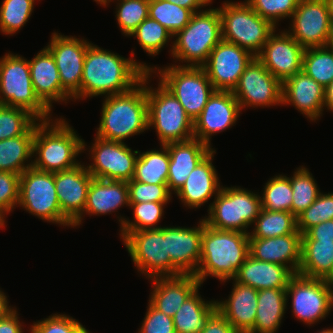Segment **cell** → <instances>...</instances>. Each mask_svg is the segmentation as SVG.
Instances as JSON below:
<instances>
[{
    "instance_id": "cell-1",
    "label": "cell",
    "mask_w": 333,
    "mask_h": 333,
    "mask_svg": "<svg viewBox=\"0 0 333 333\" xmlns=\"http://www.w3.org/2000/svg\"><path fill=\"white\" fill-rule=\"evenodd\" d=\"M122 57L90 42L81 80L80 99L99 95H115L136 86L152 68L146 63Z\"/></svg>"
},
{
    "instance_id": "cell-2",
    "label": "cell",
    "mask_w": 333,
    "mask_h": 333,
    "mask_svg": "<svg viewBox=\"0 0 333 333\" xmlns=\"http://www.w3.org/2000/svg\"><path fill=\"white\" fill-rule=\"evenodd\" d=\"M146 72L142 80L127 92L104 96L96 135L107 141L122 142L148 130L147 85L152 77Z\"/></svg>"
},
{
    "instance_id": "cell-3",
    "label": "cell",
    "mask_w": 333,
    "mask_h": 333,
    "mask_svg": "<svg viewBox=\"0 0 333 333\" xmlns=\"http://www.w3.org/2000/svg\"><path fill=\"white\" fill-rule=\"evenodd\" d=\"M249 256V235L203 226L200 264L194 276L203 284L206 277L226 282L234 279Z\"/></svg>"
},
{
    "instance_id": "cell-4",
    "label": "cell",
    "mask_w": 333,
    "mask_h": 333,
    "mask_svg": "<svg viewBox=\"0 0 333 333\" xmlns=\"http://www.w3.org/2000/svg\"><path fill=\"white\" fill-rule=\"evenodd\" d=\"M85 146V141L62 117L38 120L35 123L32 153L37 157L32 160V167L53 173L71 169L81 163L76 158L85 151Z\"/></svg>"
},
{
    "instance_id": "cell-5",
    "label": "cell",
    "mask_w": 333,
    "mask_h": 333,
    "mask_svg": "<svg viewBox=\"0 0 333 333\" xmlns=\"http://www.w3.org/2000/svg\"><path fill=\"white\" fill-rule=\"evenodd\" d=\"M171 55L184 66H202L222 40L218 8L193 13L189 23L175 35Z\"/></svg>"
},
{
    "instance_id": "cell-6",
    "label": "cell",
    "mask_w": 333,
    "mask_h": 333,
    "mask_svg": "<svg viewBox=\"0 0 333 333\" xmlns=\"http://www.w3.org/2000/svg\"><path fill=\"white\" fill-rule=\"evenodd\" d=\"M222 40L238 45L257 56L276 27L258 15L246 2L225 1L218 8Z\"/></svg>"
},
{
    "instance_id": "cell-7",
    "label": "cell",
    "mask_w": 333,
    "mask_h": 333,
    "mask_svg": "<svg viewBox=\"0 0 333 333\" xmlns=\"http://www.w3.org/2000/svg\"><path fill=\"white\" fill-rule=\"evenodd\" d=\"M206 225L218 230L244 232L258 217L262 206L260 195L240 187H221L208 206Z\"/></svg>"
},
{
    "instance_id": "cell-8",
    "label": "cell",
    "mask_w": 333,
    "mask_h": 333,
    "mask_svg": "<svg viewBox=\"0 0 333 333\" xmlns=\"http://www.w3.org/2000/svg\"><path fill=\"white\" fill-rule=\"evenodd\" d=\"M0 105L25 109L39 121L52 118L34 92L28 60L18 54L0 58Z\"/></svg>"
},
{
    "instance_id": "cell-9",
    "label": "cell",
    "mask_w": 333,
    "mask_h": 333,
    "mask_svg": "<svg viewBox=\"0 0 333 333\" xmlns=\"http://www.w3.org/2000/svg\"><path fill=\"white\" fill-rule=\"evenodd\" d=\"M147 116L148 129L154 127L161 145L194 137L193 120L160 81L157 89L147 86Z\"/></svg>"
},
{
    "instance_id": "cell-10",
    "label": "cell",
    "mask_w": 333,
    "mask_h": 333,
    "mask_svg": "<svg viewBox=\"0 0 333 333\" xmlns=\"http://www.w3.org/2000/svg\"><path fill=\"white\" fill-rule=\"evenodd\" d=\"M163 68L152 67L151 73L156 72L160 75V82L172 92L185 109L186 114L194 121L215 91L205 70L202 66L181 64Z\"/></svg>"
},
{
    "instance_id": "cell-11",
    "label": "cell",
    "mask_w": 333,
    "mask_h": 333,
    "mask_svg": "<svg viewBox=\"0 0 333 333\" xmlns=\"http://www.w3.org/2000/svg\"><path fill=\"white\" fill-rule=\"evenodd\" d=\"M18 205L42 220L72 227L61 212L53 172L26 169L20 175Z\"/></svg>"
},
{
    "instance_id": "cell-12",
    "label": "cell",
    "mask_w": 333,
    "mask_h": 333,
    "mask_svg": "<svg viewBox=\"0 0 333 333\" xmlns=\"http://www.w3.org/2000/svg\"><path fill=\"white\" fill-rule=\"evenodd\" d=\"M120 236L138 272L149 279L171 276L166 226L159 229L121 232Z\"/></svg>"
},
{
    "instance_id": "cell-13",
    "label": "cell",
    "mask_w": 333,
    "mask_h": 333,
    "mask_svg": "<svg viewBox=\"0 0 333 333\" xmlns=\"http://www.w3.org/2000/svg\"><path fill=\"white\" fill-rule=\"evenodd\" d=\"M286 296L292 298V313L304 324H315L331 312L333 294L325 279L307 278L295 274L286 287Z\"/></svg>"
},
{
    "instance_id": "cell-14",
    "label": "cell",
    "mask_w": 333,
    "mask_h": 333,
    "mask_svg": "<svg viewBox=\"0 0 333 333\" xmlns=\"http://www.w3.org/2000/svg\"><path fill=\"white\" fill-rule=\"evenodd\" d=\"M94 141L89 148L93 163L86 166L92 177L127 182L132 180L139 151H132L124 142L107 141L97 136Z\"/></svg>"
},
{
    "instance_id": "cell-15",
    "label": "cell",
    "mask_w": 333,
    "mask_h": 333,
    "mask_svg": "<svg viewBox=\"0 0 333 333\" xmlns=\"http://www.w3.org/2000/svg\"><path fill=\"white\" fill-rule=\"evenodd\" d=\"M282 82L254 57L232 91L241 110L246 107H270L282 104Z\"/></svg>"
},
{
    "instance_id": "cell-16",
    "label": "cell",
    "mask_w": 333,
    "mask_h": 333,
    "mask_svg": "<svg viewBox=\"0 0 333 333\" xmlns=\"http://www.w3.org/2000/svg\"><path fill=\"white\" fill-rule=\"evenodd\" d=\"M46 48L51 52L59 71L62 89L75 101L80 100L84 58L89 46L86 39L52 33Z\"/></svg>"
},
{
    "instance_id": "cell-17",
    "label": "cell",
    "mask_w": 333,
    "mask_h": 333,
    "mask_svg": "<svg viewBox=\"0 0 333 333\" xmlns=\"http://www.w3.org/2000/svg\"><path fill=\"white\" fill-rule=\"evenodd\" d=\"M291 20L287 32L304 49L327 46L332 20L326 0L299 1Z\"/></svg>"
},
{
    "instance_id": "cell-18",
    "label": "cell",
    "mask_w": 333,
    "mask_h": 333,
    "mask_svg": "<svg viewBox=\"0 0 333 333\" xmlns=\"http://www.w3.org/2000/svg\"><path fill=\"white\" fill-rule=\"evenodd\" d=\"M254 57L238 45L221 40L202 67L215 90L233 91Z\"/></svg>"
},
{
    "instance_id": "cell-19",
    "label": "cell",
    "mask_w": 333,
    "mask_h": 333,
    "mask_svg": "<svg viewBox=\"0 0 333 333\" xmlns=\"http://www.w3.org/2000/svg\"><path fill=\"white\" fill-rule=\"evenodd\" d=\"M240 112V105L232 91L215 90L200 115L193 121L194 138L211 146V136L231 128Z\"/></svg>"
},
{
    "instance_id": "cell-20",
    "label": "cell",
    "mask_w": 333,
    "mask_h": 333,
    "mask_svg": "<svg viewBox=\"0 0 333 333\" xmlns=\"http://www.w3.org/2000/svg\"><path fill=\"white\" fill-rule=\"evenodd\" d=\"M304 48L285 30L269 36L256 58L282 83L302 70Z\"/></svg>"
},
{
    "instance_id": "cell-21",
    "label": "cell",
    "mask_w": 333,
    "mask_h": 333,
    "mask_svg": "<svg viewBox=\"0 0 333 333\" xmlns=\"http://www.w3.org/2000/svg\"><path fill=\"white\" fill-rule=\"evenodd\" d=\"M201 219L197 227H166L167 253L171 260V276L194 275L200 264L203 226Z\"/></svg>"
},
{
    "instance_id": "cell-22",
    "label": "cell",
    "mask_w": 333,
    "mask_h": 333,
    "mask_svg": "<svg viewBox=\"0 0 333 333\" xmlns=\"http://www.w3.org/2000/svg\"><path fill=\"white\" fill-rule=\"evenodd\" d=\"M92 175L85 165L54 172V183L62 214L73 224L82 216Z\"/></svg>"
},
{
    "instance_id": "cell-23",
    "label": "cell",
    "mask_w": 333,
    "mask_h": 333,
    "mask_svg": "<svg viewBox=\"0 0 333 333\" xmlns=\"http://www.w3.org/2000/svg\"><path fill=\"white\" fill-rule=\"evenodd\" d=\"M282 104L293 106L316 121L324 111V90L319 83L302 70L282 83Z\"/></svg>"
},
{
    "instance_id": "cell-24",
    "label": "cell",
    "mask_w": 333,
    "mask_h": 333,
    "mask_svg": "<svg viewBox=\"0 0 333 333\" xmlns=\"http://www.w3.org/2000/svg\"><path fill=\"white\" fill-rule=\"evenodd\" d=\"M28 62L34 92L50 111L54 101L67 103L72 99L62 89L56 62L46 47Z\"/></svg>"
},
{
    "instance_id": "cell-25",
    "label": "cell",
    "mask_w": 333,
    "mask_h": 333,
    "mask_svg": "<svg viewBox=\"0 0 333 333\" xmlns=\"http://www.w3.org/2000/svg\"><path fill=\"white\" fill-rule=\"evenodd\" d=\"M301 237L302 234H288L249 238V254L257 260L284 265L297 274L301 263Z\"/></svg>"
},
{
    "instance_id": "cell-26",
    "label": "cell",
    "mask_w": 333,
    "mask_h": 333,
    "mask_svg": "<svg viewBox=\"0 0 333 333\" xmlns=\"http://www.w3.org/2000/svg\"><path fill=\"white\" fill-rule=\"evenodd\" d=\"M170 155L167 185L169 191L177 193L184 185L192 170L212 150V146L197 138L165 144Z\"/></svg>"
},
{
    "instance_id": "cell-27",
    "label": "cell",
    "mask_w": 333,
    "mask_h": 333,
    "mask_svg": "<svg viewBox=\"0 0 333 333\" xmlns=\"http://www.w3.org/2000/svg\"><path fill=\"white\" fill-rule=\"evenodd\" d=\"M149 303L160 312L174 317L185 300L199 287L200 281L191 274L155 277Z\"/></svg>"
},
{
    "instance_id": "cell-28",
    "label": "cell",
    "mask_w": 333,
    "mask_h": 333,
    "mask_svg": "<svg viewBox=\"0 0 333 333\" xmlns=\"http://www.w3.org/2000/svg\"><path fill=\"white\" fill-rule=\"evenodd\" d=\"M216 150H212L187 177L184 185L176 193L185 207L199 208L220 191V180L212 164Z\"/></svg>"
},
{
    "instance_id": "cell-29",
    "label": "cell",
    "mask_w": 333,
    "mask_h": 333,
    "mask_svg": "<svg viewBox=\"0 0 333 333\" xmlns=\"http://www.w3.org/2000/svg\"><path fill=\"white\" fill-rule=\"evenodd\" d=\"M228 299L216 301L217 310L238 333H249L256 319L258 290L241 284L235 279Z\"/></svg>"
},
{
    "instance_id": "cell-30",
    "label": "cell",
    "mask_w": 333,
    "mask_h": 333,
    "mask_svg": "<svg viewBox=\"0 0 333 333\" xmlns=\"http://www.w3.org/2000/svg\"><path fill=\"white\" fill-rule=\"evenodd\" d=\"M124 205H130L127 181L93 178L88 190L84 212L72 224V227L79 226L85 214L105 215L117 211Z\"/></svg>"
},
{
    "instance_id": "cell-31",
    "label": "cell",
    "mask_w": 333,
    "mask_h": 333,
    "mask_svg": "<svg viewBox=\"0 0 333 333\" xmlns=\"http://www.w3.org/2000/svg\"><path fill=\"white\" fill-rule=\"evenodd\" d=\"M294 275L284 265L257 260L249 254L234 279L256 290H262L286 288Z\"/></svg>"
},
{
    "instance_id": "cell-32",
    "label": "cell",
    "mask_w": 333,
    "mask_h": 333,
    "mask_svg": "<svg viewBox=\"0 0 333 333\" xmlns=\"http://www.w3.org/2000/svg\"><path fill=\"white\" fill-rule=\"evenodd\" d=\"M286 288L258 290L256 319L249 333H275L287 308Z\"/></svg>"
},
{
    "instance_id": "cell-33",
    "label": "cell",
    "mask_w": 333,
    "mask_h": 333,
    "mask_svg": "<svg viewBox=\"0 0 333 333\" xmlns=\"http://www.w3.org/2000/svg\"><path fill=\"white\" fill-rule=\"evenodd\" d=\"M333 272V240H301V263L297 274L327 279Z\"/></svg>"
},
{
    "instance_id": "cell-34",
    "label": "cell",
    "mask_w": 333,
    "mask_h": 333,
    "mask_svg": "<svg viewBox=\"0 0 333 333\" xmlns=\"http://www.w3.org/2000/svg\"><path fill=\"white\" fill-rule=\"evenodd\" d=\"M197 288L173 317L175 333H199L217 310L216 300L204 301Z\"/></svg>"
},
{
    "instance_id": "cell-35",
    "label": "cell",
    "mask_w": 333,
    "mask_h": 333,
    "mask_svg": "<svg viewBox=\"0 0 333 333\" xmlns=\"http://www.w3.org/2000/svg\"><path fill=\"white\" fill-rule=\"evenodd\" d=\"M34 135L35 124L23 135L0 141V171L21 175L32 167V161H26L33 157Z\"/></svg>"
},
{
    "instance_id": "cell-36",
    "label": "cell",
    "mask_w": 333,
    "mask_h": 333,
    "mask_svg": "<svg viewBox=\"0 0 333 333\" xmlns=\"http://www.w3.org/2000/svg\"><path fill=\"white\" fill-rule=\"evenodd\" d=\"M161 150H149L138 154L133 180L145 184H167L170 155L166 145Z\"/></svg>"
},
{
    "instance_id": "cell-37",
    "label": "cell",
    "mask_w": 333,
    "mask_h": 333,
    "mask_svg": "<svg viewBox=\"0 0 333 333\" xmlns=\"http://www.w3.org/2000/svg\"><path fill=\"white\" fill-rule=\"evenodd\" d=\"M253 224L255 227L252 232H249V238L301 234L297 229V218L291 212L261 209Z\"/></svg>"
},
{
    "instance_id": "cell-38",
    "label": "cell",
    "mask_w": 333,
    "mask_h": 333,
    "mask_svg": "<svg viewBox=\"0 0 333 333\" xmlns=\"http://www.w3.org/2000/svg\"><path fill=\"white\" fill-rule=\"evenodd\" d=\"M302 71L325 88L333 81V48L304 49Z\"/></svg>"
},
{
    "instance_id": "cell-39",
    "label": "cell",
    "mask_w": 333,
    "mask_h": 333,
    "mask_svg": "<svg viewBox=\"0 0 333 333\" xmlns=\"http://www.w3.org/2000/svg\"><path fill=\"white\" fill-rule=\"evenodd\" d=\"M190 9L165 0H149L148 17L163 25L174 37L190 21Z\"/></svg>"
},
{
    "instance_id": "cell-40",
    "label": "cell",
    "mask_w": 333,
    "mask_h": 333,
    "mask_svg": "<svg viewBox=\"0 0 333 333\" xmlns=\"http://www.w3.org/2000/svg\"><path fill=\"white\" fill-rule=\"evenodd\" d=\"M289 179L293 193L291 213L297 218L317 199L320 190L308 168L303 166L297 168Z\"/></svg>"
},
{
    "instance_id": "cell-41",
    "label": "cell",
    "mask_w": 333,
    "mask_h": 333,
    "mask_svg": "<svg viewBox=\"0 0 333 333\" xmlns=\"http://www.w3.org/2000/svg\"><path fill=\"white\" fill-rule=\"evenodd\" d=\"M166 204L167 203L157 202L130 203L129 208L133 209L134 221H130L120 215V232L161 228V226H157V223L160 222L164 215L163 207H165Z\"/></svg>"
},
{
    "instance_id": "cell-42",
    "label": "cell",
    "mask_w": 333,
    "mask_h": 333,
    "mask_svg": "<svg viewBox=\"0 0 333 333\" xmlns=\"http://www.w3.org/2000/svg\"><path fill=\"white\" fill-rule=\"evenodd\" d=\"M292 195L289 177L276 175L264 186L263 194L260 196L262 209L291 212Z\"/></svg>"
},
{
    "instance_id": "cell-43",
    "label": "cell",
    "mask_w": 333,
    "mask_h": 333,
    "mask_svg": "<svg viewBox=\"0 0 333 333\" xmlns=\"http://www.w3.org/2000/svg\"><path fill=\"white\" fill-rule=\"evenodd\" d=\"M35 0H4L0 7V30L5 35L17 33L28 22Z\"/></svg>"
},
{
    "instance_id": "cell-44",
    "label": "cell",
    "mask_w": 333,
    "mask_h": 333,
    "mask_svg": "<svg viewBox=\"0 0 333 333\" xmlns=\"http://www.w3.org/2000/svg\"><path fill=\"white\" fill-rule=\"evenodd\" d=\"M114 0H105L102 6ZM116 19L121 32L129 36L146 18H148L149 0H117Z\"/></svg>"
},
{
    "instance_id": "cell-45",
    "label": "cell",
    "mask_w": 333,
    "mask_h": 333,
    "mask_svg": "<svg viewBox=\"0 0 333 333\" xmlns=\"http://www.w3.org/2000/svg\"><path fill=\"white\" fill-rule=\"evenodd\" d=\"M129 36L137 38L141 48L149 55H157L174 38L159 22L146 18Z\"/></svg>"
},
{
    "instance_id": "cell-46",
    "label": "cell",
    "mask_w": 333,
    "mask_h": 333,
    "mask_svg": "<svg viewBox=\"0 0 333 333\" xmlns=\"http://www.w3.org/2000/svg\"><path fill=\"white\" fill-rule=\"evenodd\" d=\"M37 121L25 109L0 105V141L25 134Z\"/></svg>"
},
{
    "instance_id": "cell-47",
    "label": "cell",
    "mask_w": 333,
    "mask_h": 333,
    "mask_svg": "<svg viewBox=\"0 0 333 333\" xmlns=\"http://www.w3.org/2000/svg\"><path fill=\"white\" fill-rule=\"evenodd\" d=\"M333 220V193L320 192L317 199L297 217V229L304 234L321 222Z\"/></svg>"
},
{
    "instance_id": "cell-48",
    "label": "cell",
    "mask_w": 333,
    "mask_h": 333,
    "mask_svg": "<svg viewBox=\"0 0 333 333\" xmlns=\"http://www.w3.org/2000/svg\"><path fill=\"white\" fill-rule=\"evenodd\" d=\"M245 2L277 28L278 21L292 17L299 0H245Z\"/></svg>"
},
{
    "instance_id": "cell-49",
    "label": "cell",
    "mask_w": 333,
    "mask_h": 333,
    "mask_svg": "<svg viewBox=\"0 0 333 333\" xmlns=\"http://www.w3.org/2000/svg\"><path fill=\"white\" fill-rule=\"evenodd\" d=\"M129 189V203L141 202H170L172 193L167 184H145L136 180L127 182Z\"/></svg>"
},
{
    "instance_id": "cell-50",
    "label": "cell",
    "mask_w": 333,
    "mask_h": 333,
    "mask_svg": "<svg viewBox=\"0 0 333 333\" xmlns=\"http://www.w3.org/2000/svg\"><path fill=\"white\" fill-rule=\"evenodd\" d=\"M85 329L75 318L57 313L34 322L30 333H82Z\"/></svg>"
},
{
    "instance_id": "cell-51",
    "label": "cell",
    "mask_w": 333,
    "mask_h": 333,
    "mask_svg": "<svg viewBox=\"0 0 333 333\" xmlns=\"http://www.w3.org/2000/svg\"><path fill=\"white\" fill-rule=\"evenodd\" d=\"M19 188V174L0 171V207L8 213L18 205Z\"/></svg>"
},
{
    "instance_id": "cell-52",
    "label": "cell",
    "mask_w": 333,
    "mask_h": 333,
    "mask_svg": "<svg viewBox=\"0 0 333 333\" xmlns=\"http://www.w3.org/2000/svg\"><path fill=\"white\" fill-rule=\"evenodd\" d=\"M138 333H175L173 318L155 309L149 302Z\"/></svg>"
},
{
    "instance_id": "cell-53",
    "label": "cell",
    "mask_w": 333,
    "mask_h": 333,
    "mask_svg": "<svg viewBox=\"0 0 333 333\" xmlns=\"http://www.w3.org/2000/svg\"><path fill=\"white\" fill-rule=\"evenodd\" d=\"M199 333H238L227 319L216 310Z\"/></svg>"
},
{
    "instance_id": "cell-54",
    "label": "cell",
    "mask_w": 333,
    "mask_h": 333,
    "mask_svg": "<svg viewBox=\"0 0 333 333\" xmlns=\"http://www.w3.org/2000/svg\"><path fill=\"white\" fill-rule=\"evenodd\" d=\"M301 240H333V220L321 222L302 234Z\"/></svg>"
},
{
    "instance_id": "cell-55",
    "label": "cell",
    "mask_w": 333,
    "mask_h": 333,
    "mask_svg": "<svg viewBox=\"0 0 333 333\" xmlns=\"http://www.w3.org/2000/svg\"><path fill=\"white\" fill-rule=\"evenodd\" d=\"M16 309L3 319H0V333H23Z\"/></svg>"
},
{
    "instance_id": "cell-56",
    "label": "cell",
    "mask_w": 333,
    "mask_h": 333,
    "mask_svg": "<svg viewBox=\"0 0 333 333\" xmlns=\"http://www.w3.org/2000/svg\"><path fill=\"white\" fill-rule=\"evenodd\" d=\"M183 8L190 9L193 13L201 11L202 7L210 5L212 0H165Z\"/></svg>"
},
{
    "instance_id": "cell-57",
    "label": "cell",
    "mask_w": 333,
    "mask_h": 333,
    "mask_svg": "<svg viewBox=\"0 0 333 333\" xmlns=\"http://www.w3.org/2000/svg\"><path fill=\"white\" fill-rule=\"evenodd\" d=\"M15 310V307L9 306L5 293L0 289V319L5 318Z\"/></svg>"
},
{
    "instance_id": "cell-58",
    "label": "cell",
    "mask_w": 333,
    "mask_h": 333,
    "mask_svg": "<svg viewBox=\"0 0 333 333\" xmlns=\"http://www.w3.org/2000/svg\"><path fill=\"white\" fill-rule=\"evenodd\" d=\"M324 107L333 112V81L325 87Z\"/></svg>"
},
{
    "instance_id": "cell-59",
    "label": "cell",
    "mask_w": 333,
    "mask_h": 333,
    "mask_svg": "<svg viewBox=\"0 0 333 333\" xmlns=\"http://www.w3.org/2000/svg\"><path fill=\"white\" fill-rule=\"evenodd\" d=\"M8 212L3 209L2 207H0V228L1 227H4V224H5V215L7 214Z\"/></svg>"
},
{
    "instance_id": "cell-60",
    "label": "cell",
    "mask_w": 333,
    "mask_h": 333,
    "mask_svg": "<svg viewBox=\"0 0 333 333\" xmlns=\"http://www.w3.org/2000/svg\"><path fill=\"white\" fill-rule=\"evenodd\" d=\"M327 285L333 294V272L326 279Z\"/></svg>"
},
{
    "instance_id": "cell-61",
    "label": "cell",
    "mask_w": 333,
    "mask_h": 333,
    "mask_svg": "<svg viewBox=\"0 0 333 333\" xmlns=\"http://www.w3.org/2000/svg\"><path fill=\"white\" fill-rule=\"evenodd\" d=\"M327 46L333 48V20L331 22L330 37Z\"/></svg>"
},
{
    "instance_id": "cell-62",
    "label": "cell",
    "mask_w": 333,
    "mask_h": 333,
    "mask_svg": "<svg viewBox=\"0 0 333 333\" xmlns=\"http://www.w3.org/2000/svg\"><path fill=\"white\" fill-rule=\"evenodd\" d=\"M329 6V12L331 15V20H333V0H326Z\"/></svg>"
},
{
    "instance_id": "cell-63",
    "label": "cell",
    "mask_w": 333,
    "mask_h": 333,
    "mask_svg": "<svg viewBox=\"0 0 333 333\" xmlns=\"http://www.w3.org/2000/svg\"><path fill=\"white\" fill-rule=\"evenodd\" d=\"M318 333H333V328H327V329H324V330H321V331H317Z\"/></svg>"
},
{
    "instance_id": "cell-64",
    "label": "cell",
    "mask_w": 333,
    "mask_h": 333,
    "mask_svg": "<svg viewBox=\"0 0 333 333\" xmlns=\"http://www.w3.org/2000/svg\"><path fill=\"white\" fill-rule=\"evenodd\" d=\"M94 1H96L100 5H102L105 2V0H94Z\"/></svg>"
},
{
    "instance_id": "cell-65",
    "label": "cell",
    "mask_w": 333,
    "mask_h": 333,
    "mask_svg": "<svg viewBox=\"0 0 333 333\" xmlns=\"http://www.w3.org/2000/svg\"><path fill=\"white\" fill-rule=\"evenodd\" d=\"M82 333H90L87 329H85Z\"/></svg>"
}]
</instances>
